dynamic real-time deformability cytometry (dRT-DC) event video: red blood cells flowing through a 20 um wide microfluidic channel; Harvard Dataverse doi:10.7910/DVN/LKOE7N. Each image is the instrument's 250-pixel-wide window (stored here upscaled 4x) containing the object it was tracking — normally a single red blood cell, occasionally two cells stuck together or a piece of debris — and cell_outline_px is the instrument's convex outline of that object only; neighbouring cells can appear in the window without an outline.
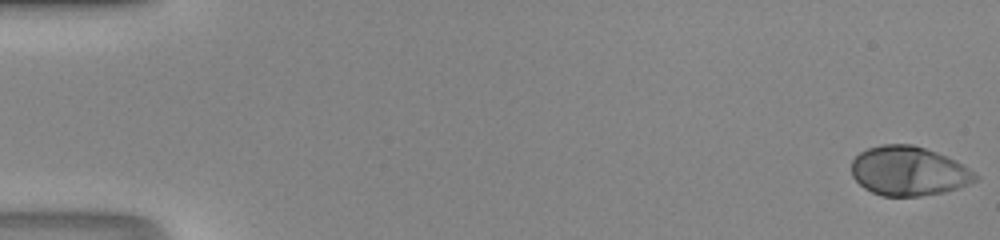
{"species": "human", "species_latin": "Homo sapiens", "temperature_condition": "room temperature", "stored_images_in_passage": 48, "camera_frame_rate_fps": 3000, "um_per_image_px": 0.085, "donor": {"sex": "male"}, "frame": {"image": 1, "passage_image": 1, "time_ms": 0.0, "image_size_px": [1000, 240], "cell_outline_px": [[980, 176], [976, 180], [968, 184], [944, 192], [920, 196], [880, 196], [864, 188], [852, 176], [852, 160], [860, 152], [868, 148], [880, 144], [912, 144], [936, 152], [956, 160]], "centroid_in_image_um": [77.22, 14.54], "position_along_channel_um": 7.8, "area_um2": 35.55}}
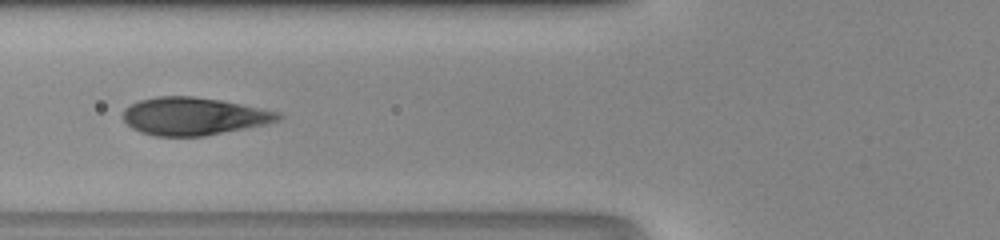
{"frame": {"image": 2, "passage_image": 20, "time_ms": 6.333, "image_size_px": [1000, 240], "cell_outline_px": [[284, 116], [280, 120], [268, 124], [204, 136], [156, 136], [140, 132], [132, 128], [124, 120], [124, 108], [140, 100], [156, 96], [192, 96], [220, 100], [280, 112]], "centroid_in_image_um": [16.49, 9.88], "position_along_channel_um": 109.3, "area_um2": 34.04}}
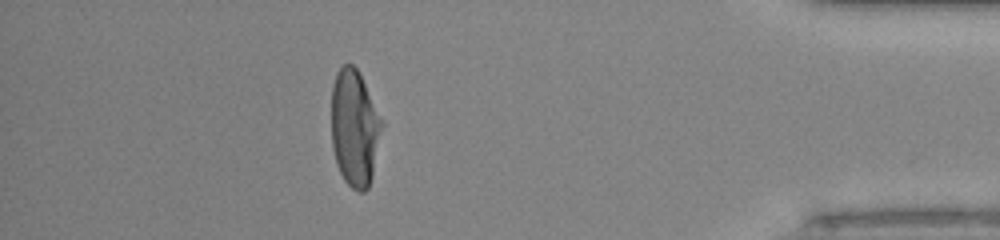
{"frame": {"image": 3, "passage_image": 43, "time_ms": 14.0, "image_size_px": [1000, 240], "cell_outline_px": [[384, 124], [372, 176], [368, 188], [364, 192], [356, 192], [344, 180], [336, 164], [332, 148], [332, 84], [336, 72], [344, 64], [352, 64], [356, 68], [384, 120]], "centroid_in_image_um": [30.15, 10.9], "position_along_channel_um": 405.0, "area_um2": 34.62}}